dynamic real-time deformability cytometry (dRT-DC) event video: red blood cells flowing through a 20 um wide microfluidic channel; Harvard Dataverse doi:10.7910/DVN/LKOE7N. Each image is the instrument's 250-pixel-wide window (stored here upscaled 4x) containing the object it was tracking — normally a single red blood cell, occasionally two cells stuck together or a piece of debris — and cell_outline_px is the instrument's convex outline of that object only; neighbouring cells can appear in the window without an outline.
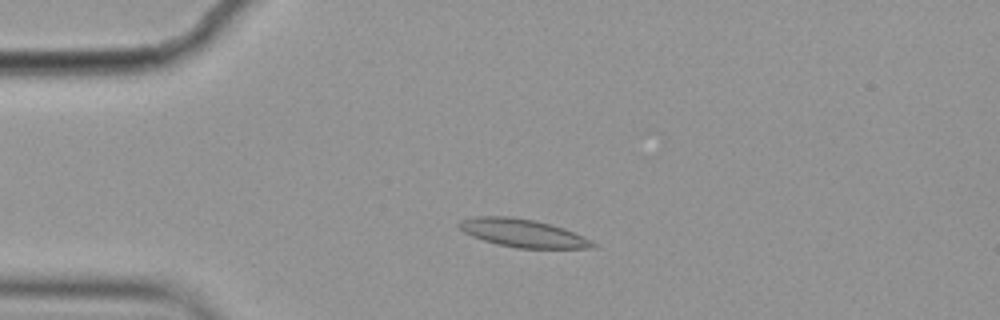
{"species": "common noctule bat (a hibernating species)", "species_latin": "Nyctalus noctula", "temperature_condition": "cold", "stored_images_in_passage": 9, "camera_frame_rate_fps": 3000, "um_per_image_px": 0.085, "animal": {"sex": "female", "body_mass_g": 19.9}, "frame": {"image": 1, "passage_image": 4, "time_ms": 1.0, "image_size_px": [1000, 320], "cell_outline_px": [[596, 248], [516, 248], [496, 244], [472, 236], [464, 232], [456, 224], [460, 220], [480, 216], [508, 216], [536, 220], [564, 228], [584, 236], [592, 240], [596, 244]], "centroid_in_image_um": [44.46, 19.81], "position_along_channel_um": 40.5, "area_um2": 21.91}}
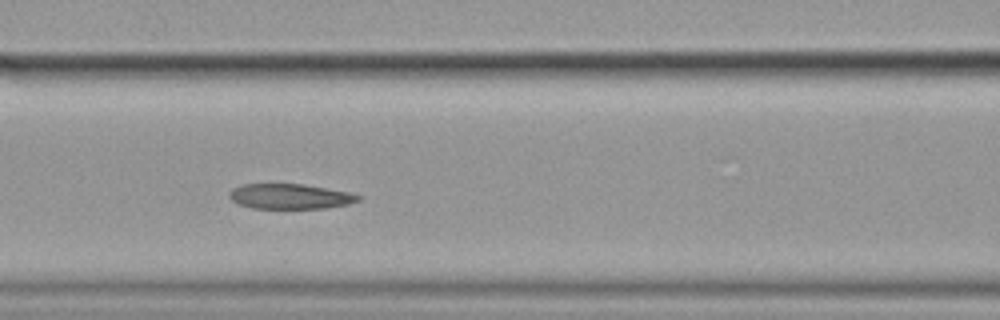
{"frame": {"image": 2, "passage_image": 7, "time_ms": 2.0, "image_size_px": [1000, 320], "cell_outline_px": [[360, 200], [348, 204], [324, 208], [252, 208], [240, 204], [232, 200], [228, 196], [228, 192], [232, 188], [244, 184], [304, 184], [348, 192], [360, 196]], "centroid_in_image_um": [24.62, 16.69], "position_along_channel_um": 142.0, "area_um2": 18.73}}
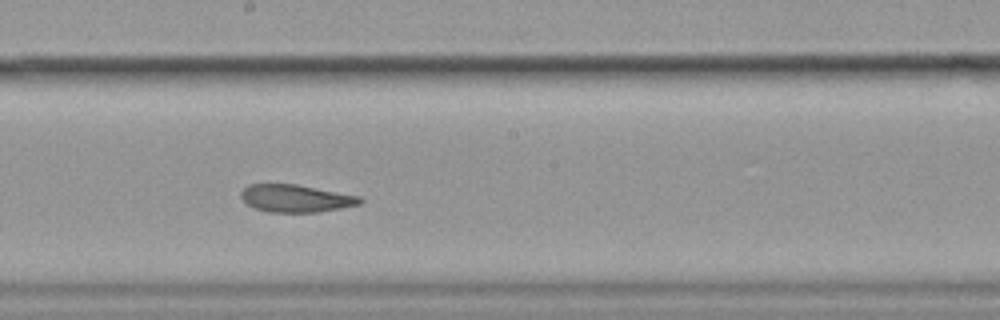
{"frame": {"image": 3, "passage_image": 9, "time_ms": 2.667, "image_size_px": [1000, 320], "cell_outline_px": [[364, 200], [360, 204], [320, 212], [268, 212], [256, 208], [248, 204], [240, 196], [240, 192], [248, 184], [296, 184], [360, 196]], "centroid_in_image_um": [25.15, 16.86], "position_along_channel_um": 223.0, "area_um2": 19.02}}